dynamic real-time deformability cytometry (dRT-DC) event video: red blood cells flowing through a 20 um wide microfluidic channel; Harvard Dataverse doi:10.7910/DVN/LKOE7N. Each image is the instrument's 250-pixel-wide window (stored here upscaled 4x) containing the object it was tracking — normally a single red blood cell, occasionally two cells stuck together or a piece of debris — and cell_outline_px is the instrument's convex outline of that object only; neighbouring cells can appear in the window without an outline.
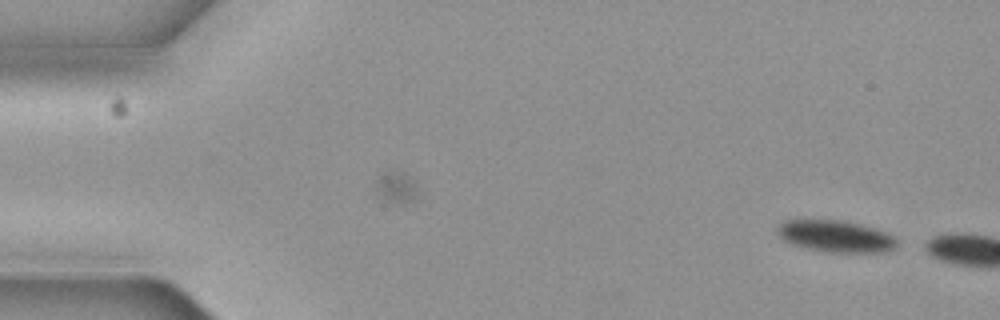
{"species": "common noctule bat (a hibernating species)", "species_latin": "Nyctalus noctula", "temperature_condition": "cold", "stored_images_in_passage": 3, "camera_frame_rate_fps": 3000, "um_per_image_px": 0.085, "animal": {"sex": "female", "body_mass_g": 19.3, "forearm_length_mm": 54.1}, "frame": {"image": 1, "passage_image": 3, "time_ms": 0.667, "image_size_px": [1000, 320], "cell_outline_px": [[896, 244], [892, 248], [880, 252], [828, 252], [808, 248], [792, 244], [784, 240], [780, 236], [776, 228], [776, 224], [784, 220], [800, 216], [844, 220], [860, 224], [888, 232], [896, 240]], "centroid_in_image_um": [70.9, 20.0], "position_along_channel_um": 14.1, "area_um2": 22.83}}